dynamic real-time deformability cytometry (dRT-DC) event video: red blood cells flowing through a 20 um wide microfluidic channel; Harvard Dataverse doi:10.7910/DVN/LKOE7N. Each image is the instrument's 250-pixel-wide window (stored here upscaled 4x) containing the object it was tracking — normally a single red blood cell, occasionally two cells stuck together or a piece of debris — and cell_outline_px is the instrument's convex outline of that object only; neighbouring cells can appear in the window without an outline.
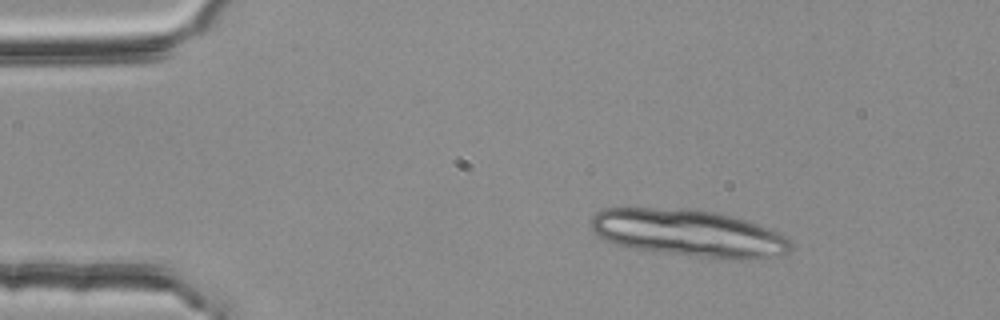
{"species": "common noctule bat (a hibernating species)", "species_latin": "Nyctalus noctula", "temperature_condition": "room temperature", "stored_images_in_passage": 17, "camera_frame_rate_fps": 3000, "um_per_image_px": 0.085, "animal": {"sex": "female", "body_mass_g": 25.1}, "frame": {"image": 1, "passage_image": 1, "time_ms": 0.0, "image_size_px": [1000, 320], "cell_outline_px": [[792, 248], [788, 252], [768, 256], [740, 260], [696, 256], [628, 248], [612, 244], [596, 236], [592, 232], [592, 216], [596, 212], [604, 208], [692, 208], [716, 212], [744, 220], [756, 224], [776, 232], [784, 236], [792, 244]], "centroid_in_image_um": [58.44, 19.8], "position_along_channel_um": 26.6, "area_um2": 54.62}}